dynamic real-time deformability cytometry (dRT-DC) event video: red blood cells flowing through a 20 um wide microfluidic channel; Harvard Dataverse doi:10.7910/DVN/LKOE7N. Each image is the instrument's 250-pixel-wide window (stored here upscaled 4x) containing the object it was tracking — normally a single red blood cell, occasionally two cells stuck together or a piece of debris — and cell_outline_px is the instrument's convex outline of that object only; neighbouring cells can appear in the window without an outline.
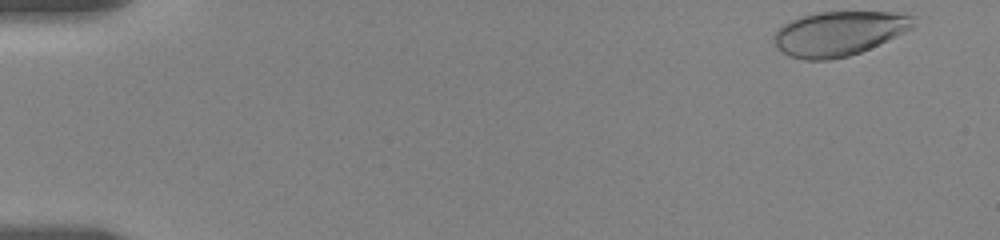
{"species": "human", "species_latin": "Homo sapiens", "temperature_condition": "room temperature", "stored_images_in_passage": 11, "camera_frame_rate_fps": 3000, "um_per_image_px": 0.085, "donor": {"sex": "female"}, "frame": {"image": 1, "passage_image": 1, "time_ms": 0.0, "image_size_px": [1000, 240], "cell_outline_px": [[916, 24], [912, 28], [880, 44], [860, 52], [848, 56], [828, 60], [804, 60], [788, 56], [776, 44], [772, 36], [776, 28], [788, 20], [800, 16], [816, 12], [896, 12], [916, 16]], "centroid_in_image_um": [71.3, 2.83], "position_along_channel_um": 13.7, "area_um2": 36.53}}
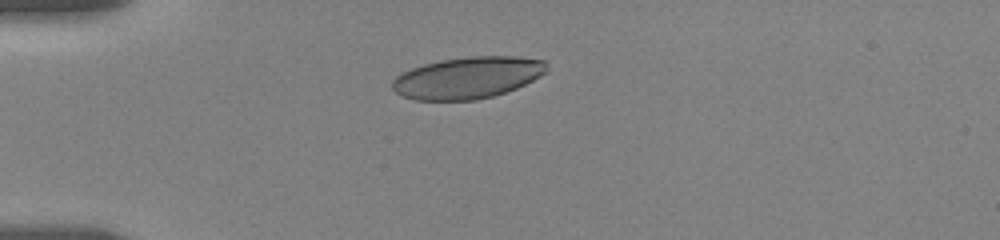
{"frame": {"image": 2, "passage_image": 7, "time_ms": 4.0, "image_size_px": [1000, 240], "cell_outline_px": [[548, 72], [516, 88], [492, 96], [476, 100], [416, 100], [400, 96], [392, 88], [392, 80], [400, 72], [424, 64], [440, 60], [472, 56], [516, 56], [548, 60]], "centroid_in_image_um": [39.75, 6.59], "position_along_channel_um": 45.2, "area_um2": 37.8}}
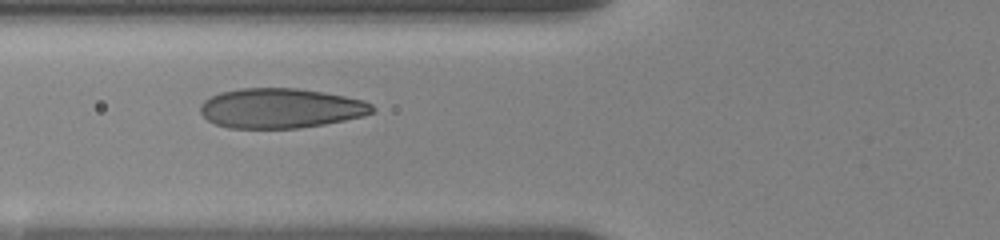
{"frame": {"image": 3, "passage_image": 10, "time_ms": 6.333, "image_size_px": [1000, 240], "cell_outline_px": [[376, 112], [364, 116], [324, 124], [300, 128], [228, 128], [216, 124], [208, 120], [200, 112], [200, 104], [204, 100], [220, 92], [240, 88], [296, 88], [344, 96], [364, 100], [372, 104], [376, 108]], "centroid_in_image_um": [23.87, 9.2], "position_along_channel_um": 101.9, "area_um2": 40.0}}